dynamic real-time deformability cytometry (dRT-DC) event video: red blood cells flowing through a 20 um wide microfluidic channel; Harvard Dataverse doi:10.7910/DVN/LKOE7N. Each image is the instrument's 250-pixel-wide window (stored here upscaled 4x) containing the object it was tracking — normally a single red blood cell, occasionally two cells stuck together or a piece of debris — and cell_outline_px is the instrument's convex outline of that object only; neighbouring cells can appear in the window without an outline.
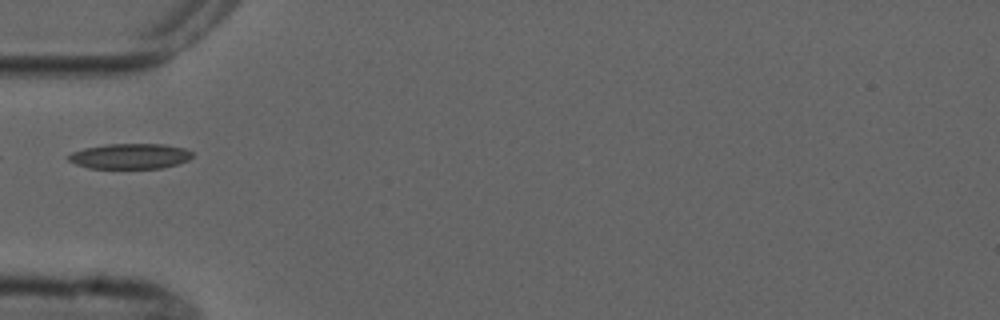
{"species": "common noctule bat (a hibernating species)", "species_latin": "Nyctalus noctula", "temperature_condition": "cold", "stored_images_in_passage": 8, "camera_frame_rate_fps": 3000, "um_per_image_px": 0.085, "animal": {"sex": "male", "forearm_length_mm": 52.5}, "frame": {"image": 1, "passage_image": 5, "time_ms": 4.667, "image_size_px": [1000, 320], "cell_outline_px": [[192, 156], [188, 160], [176, 164], [160, 168], [88, 168], [76, 164], [68, 160], [64, 156], [72, 152], [84, 148], [108, 144], [164, 144], [184, 148], [192, 152]], "centroid_in_image_um": [11.01, 13.27], "position_along_channel_um": 74.0, "area_um2": 18.26}}
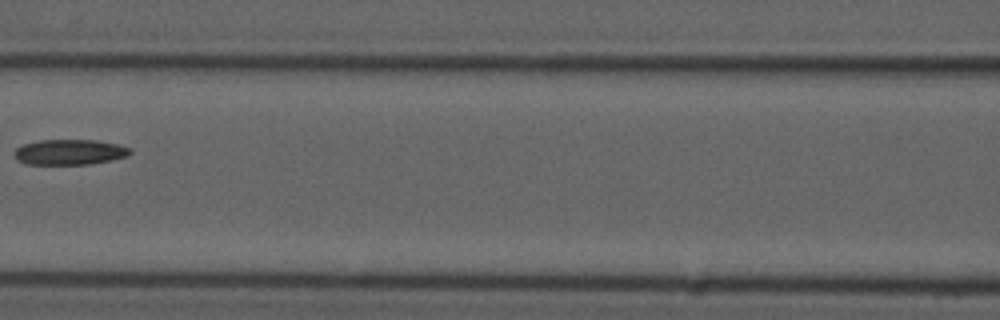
{"frame": {"image": 2, "passage_image": 7, "time_ms": 7.0, "image_size_px": [1000, 320], "cell_outline_px": [[132, 152], [128, 156], [112, 160], [92, 164], [28, 164], [20, 160], [16, 156], [16, 148], [24, 144], [40, 140], [96, 140], [116, 144], [132, 148]], "centroid_in_image_um": [6.0, 12.92], "position_along_channel_um": 160.6, "area_um2": 16.99}}
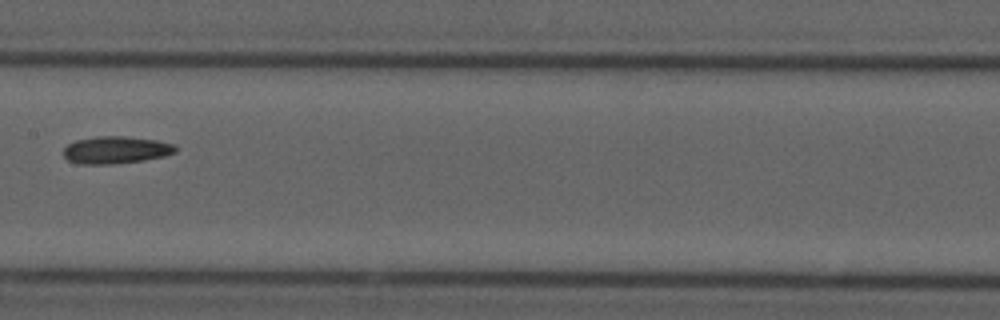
{"frame": {"image": 3, "passage_image": 8, "time_ms": 8.0, "image_size_px": [1000, 320], "cell_outline_px": [[176, 152], [164, 156], [144, 160], [112, 164], [80, 164], [68, 160], [64, 156], [64, 148], [68, 144], [76, 140], [96, 136], [124, 136], [156, 140], [176, 144]], "centroid_in_image_um": [9.86, 12.74], "position_along_channel_um": 197.5, "area_um2": 17.86}}